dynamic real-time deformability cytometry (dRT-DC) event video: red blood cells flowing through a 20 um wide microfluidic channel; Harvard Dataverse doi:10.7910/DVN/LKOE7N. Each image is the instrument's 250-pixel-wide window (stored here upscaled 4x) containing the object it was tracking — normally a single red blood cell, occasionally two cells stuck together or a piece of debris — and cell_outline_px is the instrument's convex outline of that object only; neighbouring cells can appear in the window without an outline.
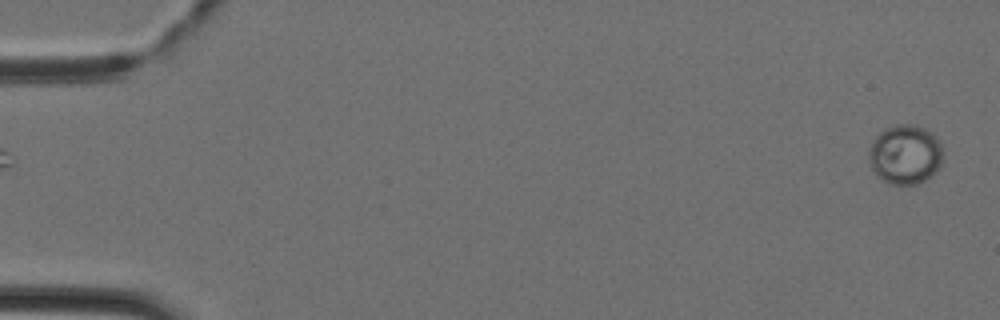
{"species": "Egyptian fruit bat (a non-hibernating species)", "species_latin": "Rousettus aegyptiacus", "temperature_condition": "cold", "stored_images_in_passage": 45, "camera_frame_rate_fps": 3000, "um_per_image_px": 0.085, "animal": {"sex": "female"}, "frame": {"image": 1, "passage_image": 1, "time_ms": 0.0, "image_size_px": [1000, 320], "cell_outline_px": [[944, 160], [936, 172], [932, 176], [916, 184], [888, 184], [872, 172], [868, 152], [868, 148], [872, 140], [880, 132], [896, 124], [912, 124], [924, 128], [932, 132], [940, 140], [944, 152]], "centroid_in_image_um": [76.97, 13.13], "position_along_channel_um": 8.0, "area_um2": 26.24}}
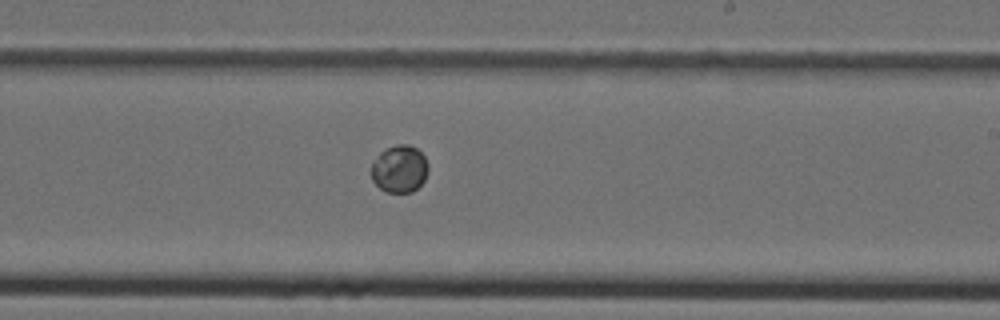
{"frame": {"image": 2, "passage_image": 27, "time_ms": 8.667, "image_size_px": [1000, 320], "cell_outline_px": [[428, 172], [424, 180], [412, 192], [388, 192], [380, 188], [372, 180], [372, 164], [376, 156], [380, 152], [396, 144], [408, 144], [416, 148], [424, 156], [428, 164]], "centroid_in_image_um": [33.96, 14.35], "position_along_channel_um": 255.0, "area_um2": 15.61}}
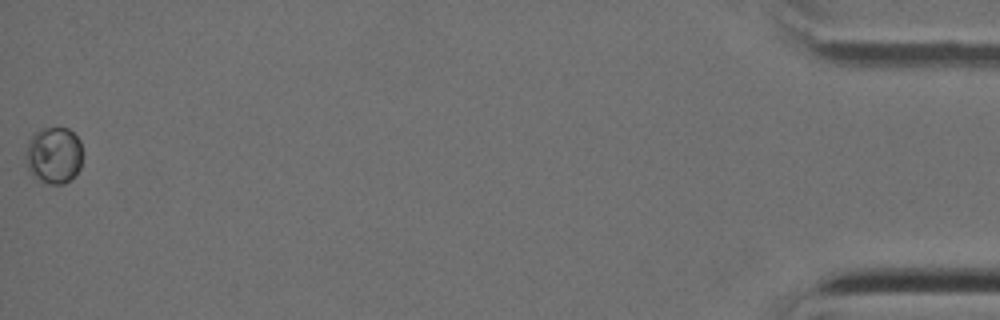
{"frame": {"image": 3, "passage_image": 45, "time_ms": 14.667, "image_size_px": [1000, 320], "cell_outline_px": [[80, 168], [64, 184], [40, 184], [32, 176], [28, 168], [28, 140], [40, 128], [68, 128], [80, 140]], "centroid_in_image_um": [4.56, 13.22], "position_along_channel_um": 430.6, "area_um2": 18.5}}